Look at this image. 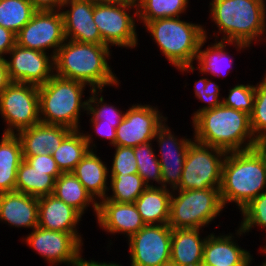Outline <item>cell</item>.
I'll use <instances>...</instances> for the list:
<instances>
[{
    "mask_svg": "<svg viewBox=\"0 0 266 266\" xmlns=\"http://www.w3.org/2000/svg\"><path fill=\"white\" fill-rule=\"evenodd\" d=\"M0 221L33 230L38 226V197L19 191L0 193Z\"/></svg>",
    "mask_w": 266,
    "mask_h": 266,
    "instance_id": "19",
    "label": "cell"
},
{
    "mask_svg": "<svg viewBox=\"0 0 266 266\" xmlns=\"http://www.w3.org/2000/svg\"><path fill=\"white\" fill-rule=\"evenodd\" d=\"M86 85L53 75L38 86L40 122L80 130L81 112L87 111V100H82Z\"/></svg>",
    "mask_w": 266,
    "mask_h": 266,
    "instance_id": "6",
    "label": "cell"
},
{
    "mask_svg": "<svg viewBox=\"0 0 266 266\" xmlns=\"http://www.w3.org/2000/svg\"><path fill=\"white\" fill-rule=\"evenodd\" d=\"M194 140L224 150L236 152L256 147L250 115L221 104L198 113L192 119Z\"/></svg>",
    "mask_w": 266,
    "mask_h": 266,
    "instance_id": "2",
    "label": "cell"
},
{
    "mask_svg": "<svg viewBox=\"0 0 266 266\" xmlns=\"http://www.w3.org/2000/svg\"><path fill=\"white\" fill-rule=\"evenodd\" d=\"M256 147L260 150L266 160V137L258 140Z\"/></svg>",
    "mask_w": 266,
    "mask_h": 266,
    "instance_id": "49",
    "label": "cell"
},
{
    "mask_svg": "<svg viewBox=\"0 0 266 266\" xmlns=\"http://www.w3.org/2000/svg\"><path fill=\"white\" fill-rule=\"evenodd\" d=\"M110 56V46L106 44L66 39L54 56V75L83 82L90 90L119 86V79L108 64Z\"/></svg>",
    "mask_w": 266,
    "mask_h": 266,
    "instance_id": "1",
    "label": "cell"
},
{
    "mask_svg": "<svg viewBox=\"0 0 266 266\" xmlns=\"http://www.w3.org/2000/svg\"><path fill=\"white\" fill-rule=\"evenodd\" d=\"M227 152L193 139L187 149L179 190L220 188Z\"/></svg>",
    "mask_w": 266,
    "mask_h": 266,
    "instance_id": "8",
    "label": "cell"
},
{
    "mask_svg": "<svg viewBox=\"0 0 266 266\" xmlns=\"http://www.w3.org/2000/svg\"><path fill=\"white\" fill-rule=\"evenodd\" d=\"M194 90V96L207 104L195 111L192 119L201 111L213 109L222 104L221 98L219 99L220 87L217 83L202 77L195 82Z\"/></svg>",
    "mask_w": 266,
    "mask_h": 266,
    "instance_id": "40",
    "label": "cell"
},
{
    "mask_svg": "<svg viewBox=\"0 0 266 266\" xmlns=\"http://www.w3.org/2000/svg\"><path fill=\"white\" fill-rule=\"evenodd\" d=\"M175 190L170 198L168 225L171 229H202L223 211L219 188Z\"/></svg>",
    "mask_w": 266,
    "mask_h": 266,
    "instance_id": "7",
    "label": "cell"
},
{
    "mask_svg": "<svg viewBox=\"0 0 266 266\" xmlns=\"http://www.w3.org/2000/svg\"><path fill=\"white\" fill-rule=\"evenodd\" d=\"M95 3L137 5L139 0H93Z\"/></svg>",
    "mask_w": 266,
    "mask_h": 266,
    "instance_id": "48",
    "label": "cell"
},
{
    "mask_svg": "<svg viewBox=\"0 0 266 266\" xmlns=\"http://www.w3.org/2000/svg\"><path fill=\"white\" fill-rule=\"evenodd\" d=\"M230 266H250V265H230Z\"/></svg>",
    "mask_w": 266,
    "mask_h": 266,
    "instance_id": "52",
    "label": "cell"
},
{
    "mask_svg": "<svg viewBox=\"0 0 266 266\" xmlns=\"http://www.w3.org/2000/svg\"><path fill=\"white\" fill-rule=\"evenodd\" d=\"M95 134L101 138L109 140V144L115 146L116 128L112 125L101 124V121H90Z\"/></svg>",
    "mask_w": 266,
    "mask_h": 266,
    "instance_id": "44",
    "label": "cell"
},
{
    "mask_svg": "<svg viewBox=\"0 0 266 266\" xmlns=\"http://www.w3.org/2000/svg\"><path fill=\"white\" fill-rule=\"evenodd\" d=\"M176 18L148 21L144 27L157 43L161 53L180 72H193L199 45L207 37L206 29L200 24Z\"/></svg>",
    "mask_w": 266,
    "mask_h": 266,
    "instance_id": "5",
    "label": "cell"
},
{
    "mask_svg": "<svg viewBox=\"0 0 266 266\" xmlns=\"http://www.w3.org/2000/svg\"><path fill=\"white\" fill-rule=\"evenodd\" d=\"M109 177V189H112V195H107L103 200H110L118 203H134L147 188L142 177L138 173L109 175Z\"/></svg>",
    "mask_w": 266,
    "mask_h": 266,
    "instance_id": "32",
    "label": "cell"
},
{
    "mask_svg": "<svg viewBox=\"0 0 266 266\" xmlns=\"http://www.w3.org/2000/svg\"><path fill=\"white\" fill-rule=\"evenodd\" d=\"M89 99H87V115H90V121H101V124L112 125L117 128L122 122L125 113L114 105H109L104 102L103 95L100 94L103 90H90ZM99 95V96H98Z\"/></svg>",
    "mask_w": 266,
    "mask_h": 266,
    "instance_id": "34",
    "label": "cell"
},
{
    "mask_svg": "<svg viewBox=\"0 0 266 266\" xmlns=\"http://www.w3.org/2000/svg\"><path fill=\"white\" fill-rule=\"evenodd\" d=\"M92 143V144H91ZM92 134L81 133L80 130H73L52 153L62 173L72 172L89 150H93Z\"/></svg>",
    "mask_w": 266,
    "mask_h": 266,
    "instance_id": "27",
    "label": "cell"
},
{
    "mask_svg": "<svg viewBox=\"0 0 266 266\" xmlns=\"http://www.w3.org/2000/svg\"><path fill=\"white\" fill-rule=\"evenodd\" d=\"M33 168L41 171H50V175L56 180L62 172L57 166L56 161L51 154L37 155V156H23Z\"/></svg>",
    "mask_w": 266,
    "mask_h": 266,
    "instance_id": "42",
    "label": "cell"
},
{
    "mask_svg": "<svg viewBox=\"0 0 266 266\" xmlns=\"http://www.w3.org/2000/svg\"><path fill=\"white\" fill-rule=\"evenodd\" d=\"M81 266H122V265H119L118 263H114V262H98V261H95V260H85L84 258L82 259V264Z\"/></svg>",
    "mask_w": 266,
    "mask_h": 266,
    "instance_id": "47",
    "label": "cell"
},
{
    "mask_svg": "<svg viewBox=\"0 0 266 266\" xmlns=\"http://www.w3.org/2000/svg\"><path fill=\"white\" fill-rule=\"evenodd\" d=\"M219 190L223 206L234 202L240 211L266 191V160L257 147L227 152Z\"/></svg>",
    "mask_w": 266,
    "mask_h": 266,
    "instance_id": "3",
    "label": "cell"
},
{
    "mask_svg": "<svg viewBox=\"0 0 266 266\" xmlns=\"http://www.w3.org/2000/svg\"><path fill=\"white\" fill-rule=\"evenodd\" d=\"M82 239L79 232H59L37 226L23 241L51 266L61 263L81 266Z\"/></svg>",
    "mask_w": 266,
    "mask_h": 266,
    "instance_id": "10",
    "label": "cell"
},
{
    "mask_svg": "<svg viewBox=\"0 0 266 266\" xmlns=\"http://www.w3.org/2000/svg\"><path fill=\"white\" fill-rule=\"evenodd\" d=\"M175 137L166 122L158 129L154 140L160 147L159 155L161 157L186 156L189 144L193 141L188 138Z\"/></svg>",
    "mask_w": 266,
    "mask_h": 266,
    "instance_id": "37",
    "label": "cell"
},
{
    "mask_svg": "<svg viewBox=\"0 0 266 266\" xmlns=\"http://www.w3.org/2000/svg\"><path fill=\"white\" fill-rule=\"evenodd\" d=\"M162 266H177L176 264L172 263V262H168V263H165L164 265Z\"/></svg>",
    "mask_w": 266,
    "mask_h": 266,
    "instance_id": "51",
    "label": "cell"
},
{
    "mask_svg": "<svg viewBox=\"0 0 266 266\" xmlns=\"http://www.w3.org/2000/svg\"><path fill=\"white\" fill-rule=\"evenodd\" d=\"M234 236H215L210 233L203 248L202 264L205 266H230V265H251L253 256L246 249H242Z\"/></svg>",
    "mask_w": 266,
    "mask_h": 266,
    "instance_id": "20",
    "label": "cell"
},
{
    "mask_svg": "<svg viewBox=\"0 0 266 266\" xmlns=\"http://www.w3.org/2000/svg\"><path fill=\"white\" fill-rule=\"evenodd\" d=\"M171 237L168 224L145 225L128 239L131 266H162L170 262Z\"/></svg>",
    "mask_w": 266,
    "mask_h": 266,
    "instance_id": "13",
    "label": "cell"
},
{
    "mask_svg": "<svg viewBox=\"0 0 266 266\" xmlns=\"http://www.w3.org/2000/svg\"><path fill=\"white\" fill-rule=\"evenodd\" d=\"M10 83L6 62L4 59H0V94Z\"/></svg>",
    "mask_w": 266,
    "mask_h": 266,
    "instance_id": "46",
    "label": "cell"
},
{
    "mask_svg": "<svg viewBox=\"0 0 266 266\" xmlns=\"http://www.w3.org/2000/svg\"><path fill=\"white\" fill-rule=\"evenodd\" d=\"M189 0H139L137 19L145 25L148 21L180 17L186 12Z\"/></svg>",
    "mask_w": 266,
    "mask_h": 266,
    "instance_id": "30",
    "label": "cell"
},
{
    "mask_svg": "<svg viewBox=\"0 0 266 266\" xmlns=\"http://www.w3.org/2000/svg\"><path fill=\"white\" fill-rule=\"evenodd\" d=\"M202 229H172L170 262L177 266L202 264L206 238H201Z\"/></svg>",
    "mask_w": 266,
    "mask_h": 266,
    "instance_id": "23",
    "label": "cell"
},
{
    "mask_svg": "<svg viewBox=\"0 0 266 266\" xmlns=\"http://www.w3.org/2000/svg\"><path fill=\"white\" fill-rule=\"evenodd\" d=\"M53 195L67 205L72 206L81 215H83L87 207L92 204L94 213L97 217L98 202L92 198L72 172L62 173L55 180Z\"/></svg>",
    "mask_w": 266,
    "mask_h": 266,
    "instance_id": "28",
    "label": "cell"
},
{
    "mask_svg": "<svg viewBox=\"0 0 266 266\" xmlns=\"http://www.w3.org/2000/svg\"><path fill=\"white\" fill-rule=\"evenodd\" d=\"M107 167L97 156L95 149L89 150L72 171L96 202L105 199L109 194L107 193L109 191L107 186L109 168Z\"/></svg>",
    "mask_w": 266,
    "mask_h": 266,
    "instance_id": "22",
    "label": "cell"
},
{
    "mask_svg": "<svg viewBox=\"0 0 266 266\" xmlns=\"http://www.w3.org/2000/svg\"><path fill=\"white\" fill-rule=\"evenodd\" d=\"M172 191L161 186L147 187L134 202L142 221L149 224H168Z\"/></svg>",
    "mask_w": 266,
    "mask_h": 266,
    "instance_id": "24",
    "label": "cell"
},
{
    "mask_svg": "<svg viewBox=\"0 0 266 266\" xmlns=\"http://www.w3.org/2000/svg\"><path fill=\"white\" fill-rule=\"evenodd\" d=\"M65 40L61 10H37L30 21L16 34L17 45L45 53L51 48L52 56H55Z\"/></svg>",
    "mask_w": 266,
    "mask_h": 266,
    "instance_id": "12",
    "label": "cell"
},
{
    "mask_svg": "<svg viewBox=\"0 0 266 266\" xmlns=\"http://www.w3.org/2000/svg\"><path fill=\"white\" fill-rule=\"evenodd\" d=\"M266 0H211V20L221 41L252 46L266 35ZM262 38H261V37Z\"/></svg>",
    "mask_w": 266,
    "mask_h": 266,
    "instance_id": "4",
    "label": "cell"
},
{
    "mask_svg": "<svg viewBox=\"0 0 266 266\" xmlns=\"http://www.w3.org/2000/svg\"><path fill=\"white\" fill-rule=\"evenodd\" d=\"M0 141V193L15 191L17 170L23 159L22 145L16 134H2Z\"/></svg>",
    "mask_w": 266,
    "mask_h": 266,
    "instance_id": "26",
    "label": "cell"
},
{
    "mask_svg": "<svg viewBox=\"0 0 266 266\" xmlns=\"http://www.w3.org/2000/svg\"><path fill=\"white\" fill-rule=\"evenodd\" d=\"M260 250H262V253L264 254H266V249H260ZM263 264L262 265H260V266H266V259H265V261L264 262H262Z\"/></svg>",
    "mask_w": 266,
    "mask_h": 266,
    "instance_id": "50",
    "label": "cell"
},
{
    "mask_svg": "<svg viewBox=\"0 0 266 266\" xmlns=\"http://www.w3.org/2000/svg\"><path fill=\"white\" fill-rule=\"evenodd\" d=\"M4 59L11 82L40 86L54 75V56L35 49L15 45Z\"/></svg>",
    "mask_w": 266,
    "mask_h": 266,
    "instance_id": "15",
    "label": "cell"
},
{
    "mask_svg": "<svg viewBox=\"0 0 266 266\" xmlns=\"http://www.w3.org/2000/svg\"><path fill=\"white\" fill-rule=\"evenodd\" d=\"M250 123L256 140L266 137V73L257 83Z\"/></svg>",
    "mask_w": 266,
    "mask_h": 266,
    "instance_id": "36",
    "label": "cell"
},
{
    "mask_svg": "<svg viewBox=\"0 0 266 266\" xmlns=\"http://www.w3.org/2000/svg\"><path fill=\"white\" fill-rule=\"evenodd\" d=\"M36 10H61L64 0H30Z\"/></svg>",
    "mask_w": 266,
    "mask_h": 266,
    "instance_id": "45",
    "label": "cell"
},
{
    "mask_svg": "<svg viewBox=\"0 0 266 266\" xmlns=\"http://www.w3.org/2000/svg\"><path fill=\"white\" fill-rule=\"evenodd\" d=\"M72 131L65 126L39 122L16 135L21 141L23 156H37L54 153Z\"/></svg>",
    "mask_w": 266,
    "mask_h": 266,
    "instance_id": "18",
    "label": "cell"
},
{
    "mask_svg": "<svg viewBox=\"0 0 266 266\" xmlns=\"http://www.w3.org/2000/svg\"><path fill=\"white\" fill-rule=\"evenodd\" d=\"M152 141L137 145L134 148L136 164L138 166L137 173L142 177L147 187H154L149 181H156L161 185V166L159 158L152 147Z\"/></svg>",
    "mask_w": 266,
    "mask_h": 266,
    "instance_id": "33",
    "label": "cell"
},
{
    "mask_svg": "<svg viewBox=\"0 0 266 266\" xmlns=\"http://www.w3.org/2000/svg\"><path fill=\"white\" fill-rule=\"evenodd\" d=\"M82 215L52 195L38 197V226L59 232H78Z\"/></svg>",
    "mask_w": 266,
    "mask_h": 266,
    "instance_id": "21",
    "label": "cell"
},
{
    "mask_svg": "<svg viewBox=\"0 0 266 266\" xmlns=\"http://www.w3.org/2000/svg\"><path fill=\"white\" fill-rule=\"evenodd\" d=\"M255 90L256 85L237 84L229 90L228 97H221L222 104L250 115L253 110Z\"/></svg>",
    "mask_w": 266,
    "mask_h": 266,
    "instance_id": "38",
    "label": "cell"
},
{
    "mask_svg": "<svg viewBox=\"0 0 266 266\" xmlns=\"http://www.w3.org/2000/svg\"><path fill=\"white\" fill-rule=\"evenodd\" d=\"M94 4L93 0H64L61 12L66 39L80 43L105 44L93 21Z\"/></svg>",
    "mask_w": 266,
    "mask_h": 266,
    "instance_id": "16",
    "label": "cell"
},
{
    "mask_svg": "<svg viewBox=\"0 0 266 266\" xmlns=\"http://www.w3.org/2000/svg\"><path fill=\"white\" fill-rule=\"evenodd\" d=\"M206 42L207 38L205 37L199 45V50L196 57L198 66L196 68L199 69L201 74L207 75V73H209L210 75L217 77L224 76L225 74L228 75L229 70L227 68L232 69L231 66L233 65V59L230 58L231 55H229L227 50H225L226 45H234L237 51L246 47L249 48L242 43H230L221 40L217 42L215 39V43L211 44L210 46L208 45V47L203 50L202 47Z\"/></svg>",
    "mask_w": 266,
    "mask_h": 266,
    "instance_id": "25",
    "label": "cell"
},
{
    "mask_svg": "<svg viewBox=\"0 0 266 266\" xmlns=\"http://www.w3.org/2000/svg\"><path fill=\"white\" fill-rule=\"evenodd\" d=\"M124 113L116 128L115 146L136 147L154 141L158 129L167 121L157 106L133 104Z\"/></svg>",
    "mask_w": 266,
    "mask_h": 266,
    "instance_id": "14",
    "label": "cell"
},
{
    "mask_svg": "<svg viewBox=\"0 0 266 266\" xmlns=\"http://www.w3.org/2000/svg\"><path fill=\"white\" fill-rule=\"evenodd\" d=\"M115 153L113 156L110 175H127L137 173L138 166L134 155L133 147L113 146Z\"/></svg>",
    "mask_w": 266,
    "mask_h": 266,
    "instance_id": "41",
    "label": "cell"
},
{
    "mask_svg": "<svg viewBox=\"0 0 266 266\" xmlns=\"http://www.w3.org/2000/svg\"><path fill=\"white\" fill-rule=\"evenodd\" d=\"M16 45V34L12 31L0 26V59H5L4 54Z\"/></svg>",
    "mask_w": 266,
    "mask_h": 266,
    "instance_id": "43",
    "label": "cell"
},
{
    "mask_svg": "<svg viewBox=\"0 0 266 266\" xmlns=\"http://www.w3.org/2000/svg\"><path fill=\"white\" fill-rule=\"evenodd\" d=\"M186 156L160 157L161 187L173 191L178 188Z\"/></svg>",
    "mask_w": 266,
    "mask_h": 266,
    "instance_id": "39",
    "label": "cell"
},
{
    "mask_svg": "<svg viewBox=\"0 0 266 266\" xmlns=\"http://www.w3.org/2000/svg\"><path fill=\"white\" fill-rule=\"evenodd\" d=\"M36 11L30 0H0V26L17 34Z\"/></svg>",
    "mask_w": 266,
    "mask_h": 266,
    "instance_id": "31",
    "label": "cell"
},
{
    "mask_svg": "<svg viewBox=\"0 0 266 266\" xmlns=\"http://www.w3.org/2000/svg\"><path fill=\"white\" fill-rule=\"evenodd\" d=\"M131 9L136 10L135 16L130 14ZM135 17H138L137 5L94 4L93 21L98 27L103 42L108 46L136 48L138 36Z\"/></svg>",
    "mask_w": 266,
    "mask_h": 266,
    "instance_id": "11",
    "label": "cell"
},
{
    "mask_svg": "<svg viewBox=\"0 0 266 266\" xmlns=\"http://www.w3.org/2000/svg\"><path fill=\"white\" fill-rule=\"evenodd\" d=\"M54 186L55 179L50 175V171L36 170L26 160L19 165L15 191L41 197L52 195Z\"/></svg>",
    "mask_w": 266,
    "mask_h": 266,
    "instance_id": "29",
    "label": "cell"
},
{
    "mask_svg": "<svg viewBox=\"0 0 266 266\" xmlns=\"http://www.w3.org/2000/svg\"><path fill=\"white\" fill-rule=\"evenodd\" d=\"M97 223L106 232L113 235L122 233L128 239L145 226L134 203L110 200L98 202Z\"/></svg>",
    "mask_w": 266,
    "mask_h": 266,
    "instance_id": "17",
    "label": "cell"
},
{
    "mask_svg": "<svg viewBox=\"0 0 266 266\" xmlns=\"http://www.w3.org/2000/svg\"><path fill=\"white\" fill-rule=\"evenodd\" d=\"M0 115L6 122L5 134H16L40 122L38 86L11 82L0 94Z\"/></svg>",
    "mask_w": 266,
    "mask_h": 266,
    "instance_id": "9",
    "label": "cell"
},
{
    "mask_svg": "<svg viewBox=\"0 0 266 266\" xmlns=\"http://www.w3.org/2000/svg\"><path fill=\"white\" fill-rule=\"evenodd\" d=\"M243 216L242 222L235 233L236 235H243L249 232L252 227H262L266 231V191L254 198L241 211ZM261 249H266V245Z\"/></svg>",
    "mask_w": 266,
    "mask_h": 266,
    "instance_id": "35",
    "label": "cell"
}]
</instances>
